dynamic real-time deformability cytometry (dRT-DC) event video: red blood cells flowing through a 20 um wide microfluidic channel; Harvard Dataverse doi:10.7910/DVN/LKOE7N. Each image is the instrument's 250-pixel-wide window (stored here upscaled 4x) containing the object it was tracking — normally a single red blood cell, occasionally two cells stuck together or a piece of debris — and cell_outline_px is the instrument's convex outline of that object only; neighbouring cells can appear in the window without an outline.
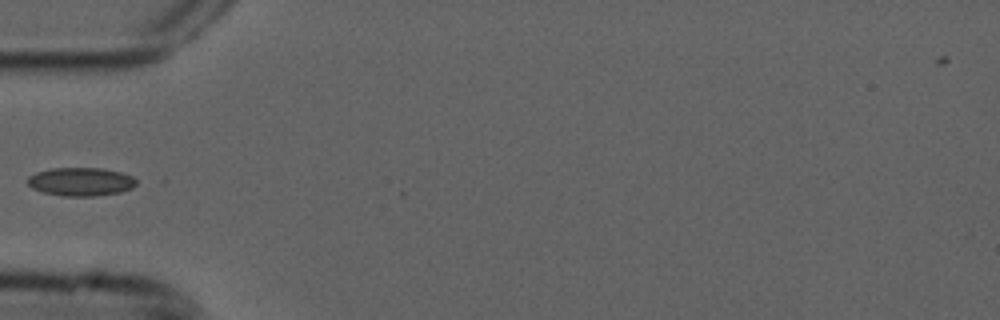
{"species": "common noctule bat (a hibernating species)", "species_latin": "Nyctalus noctula", "temperature_condition": "cold", "stored_images_in_passage": 4, "camera_frame_rate_fps": 3000, "um_per_image_px": 0.085, "animal": {"sex": "male", "forearm_length_mm": 52.5}, "frame": {"image": 1, "passage_image": 3, "time_ms": 0.667, "image_size_px": [1000, 320], "cell_outline_px": [[136, 184], [132, 188], [120, 192], [96, 196], [64, 196], [44, 192], [32, 188], [24, 180], [28, 176], [36, 172], [52, 168], [104, 168], [120, 172], [132, 176], [136, 180]], "centroid_in_image_um": [6.84, 15.44], "position_along_channel_um": 78.2, "area_um2": 18.09}}
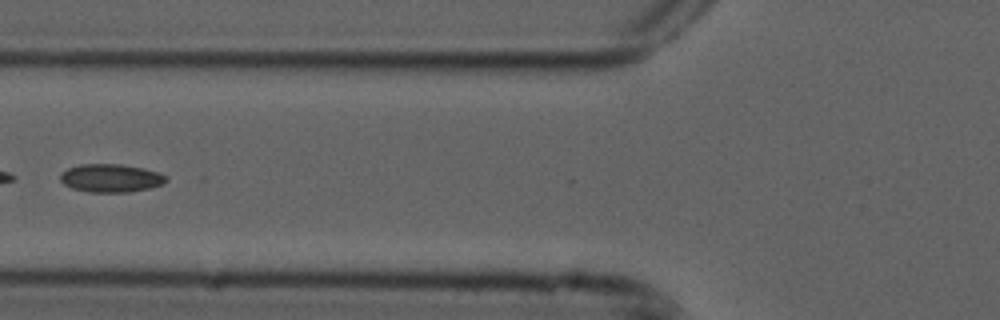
{"frame": {"image": 2, "passage_image": 4, "time_ms": 1.0, "image_size_px": [1000, 320], "cell_outline_px": [[168, 180], [164, 184], [148, 188], [128, 192], [88, 192], [72, 188], [64, 184], [60, 180], [60, 172], [68, 168], [80, 164], [120, 164], [144, 168], [160, 172], [168, 176]], "centroid_in_image_um": [9.44, 15.13], "position_along_channel_um": 116.4, "area_um2": 17.57}}